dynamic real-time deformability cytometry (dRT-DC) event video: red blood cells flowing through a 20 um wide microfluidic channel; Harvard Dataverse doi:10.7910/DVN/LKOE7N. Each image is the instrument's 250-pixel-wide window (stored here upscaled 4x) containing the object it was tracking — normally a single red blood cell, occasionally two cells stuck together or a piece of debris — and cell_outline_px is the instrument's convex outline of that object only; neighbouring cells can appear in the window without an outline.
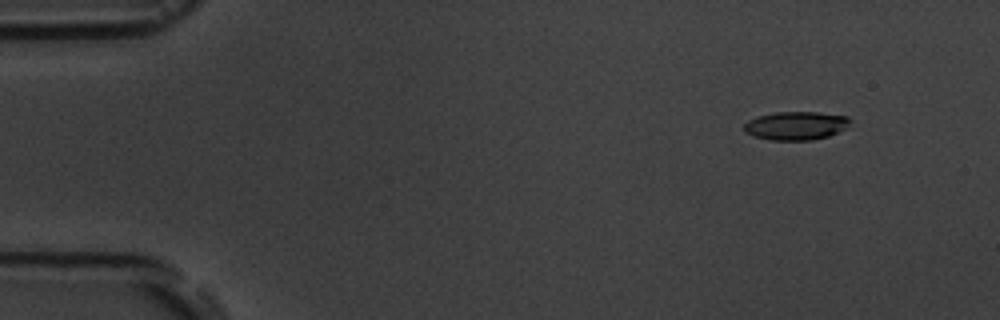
{"species": "common noctule bat (a hibernating species)", "species_latin": "Nyctalus noctula", "temperature_condition": "room temperature", "stored_images_in_passage": 6, "camera_frame_rate_fps": 3000, "um_per_image_px": 0.085, "animal": {"sex": "male", "body_mass_g": 19.5, "forearm_length_mm": 54.6}, "frame": {"image": 1, "passage_image": 2, "time_ms": 1.333, "image_size_px": [1000, 320], "cell_outline_px": [[852, 120], [844, 128], [828, 136], [812, 140], [768, 140], [744, 132], [744, 124], [748, 120], [756, 116], [776, 112], [820, 112], [848, 116]], "centroid_in_image_um": [67.63, 10.67], "position_along_channel_um": 17.4, "area_um2": 17.57}}
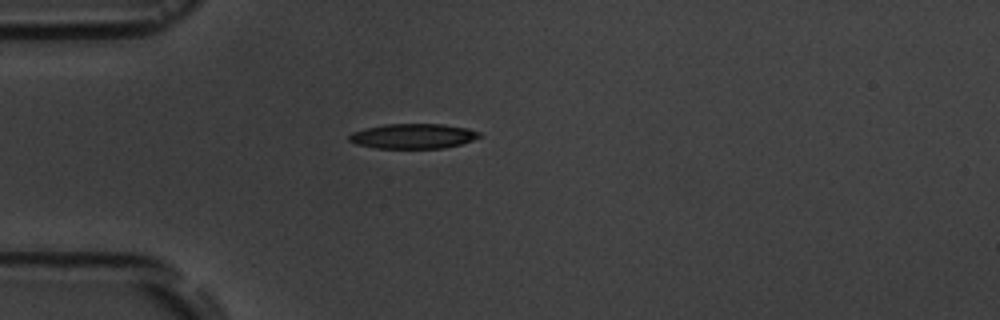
{"frame": {"image": 2, "passage_image": 5, "time_ms": 4.667, "image_size_px": [1000, 320], "cell_outline_px": [[484, 136], [460, 144], [444, 148], [376, 148], [356, 144], [348, 140], [348, 136], [352, 132], [384, 124], [444, 124], [468, 128], [480, 132]], "centroid_in_image_um": [35.14, 11.57], "position_along_channel_um": 49.9, "area_um2": 18.96}}